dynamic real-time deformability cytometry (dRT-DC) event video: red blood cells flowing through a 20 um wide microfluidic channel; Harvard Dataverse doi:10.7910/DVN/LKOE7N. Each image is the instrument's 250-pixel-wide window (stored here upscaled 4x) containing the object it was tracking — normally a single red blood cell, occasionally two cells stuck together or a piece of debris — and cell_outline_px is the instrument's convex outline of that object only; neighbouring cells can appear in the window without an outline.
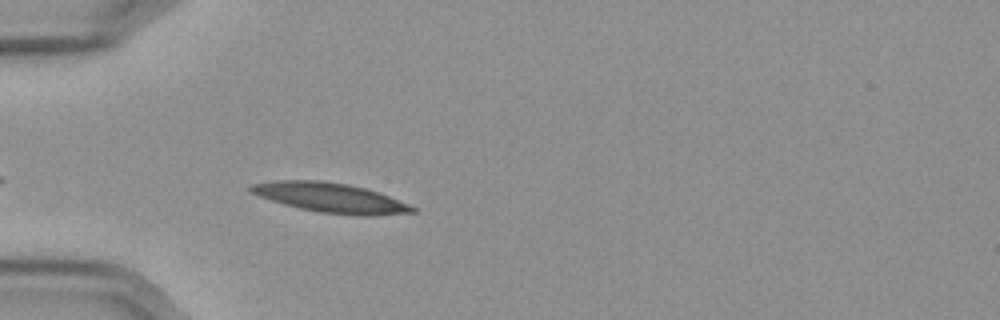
{"species": "Egyptian fruit bat (a non-hibernating species)", "species_latin": "Rousettus aegyptiacus", "temperature_condition": "cold", "stored_images_in_passage": 29, "camera_frame_rate_fps": 3000, "um_per_image_px": 0.085, "frame": {"image": 1, "passage_image": 5, "time_ms": 1.333, "image_size_px": [1000, 320], "cell_outline_px": [[416, 212], [368, 216], [360, 216], [320, 212], [300, 208], [284, 204], [248, 192], [248, 188], [252, 184], [276, 180], [320, 180], [348, 184], [368, 188], [408, 204], [416, 208]], "centroid_in_image_um": [28.08, 16.8], "position_along_channel_um": 56.9, "area_um2": 27.8}, "authors_computed_cell_mechanics": {"area_um2": 21.5016, "velocity_mm_per_s": 3.5392, "shape_relaxation_time_tau1_ms": 2.7963, "shape_relaxation_time_tau2_ms": 4.8293, "deformation_change_tau1": 0.0944, "deformation_change_tau2": 0.0867}}